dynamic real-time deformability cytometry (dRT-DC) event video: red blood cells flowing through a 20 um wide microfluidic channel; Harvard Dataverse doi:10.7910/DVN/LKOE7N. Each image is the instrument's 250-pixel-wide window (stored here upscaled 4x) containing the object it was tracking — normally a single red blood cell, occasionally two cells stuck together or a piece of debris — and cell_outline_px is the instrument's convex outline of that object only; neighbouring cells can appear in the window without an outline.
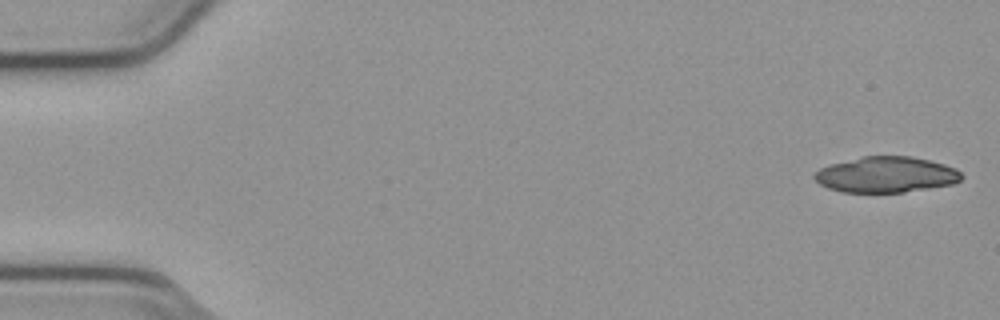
{"species": "common noctule bat (a hibernating species)", "species_latin": "Nyctalus noctula", "temperature_condition": "cold", "stored_images_in_passage": 19, "camera_frame_rate_fps": 3000, "um_per_image_px": 0.085, "animal": {"sex": "male", "body_mass_g": 23.1, "forearm_length_mm": 52.7}, "frame": {"image": 1, "passage_image": 2, "time_ms": 0.333, "image_size_px": [1000, 320], "cell_outline_px": [[964, 176], [960, 180], [952, 184], [904, 192], [844, 192], [828, 188], [820, 184], [812, 176], [820, 168], [828, 164], [864, 156], [912, 156], [944, 164], [956, 168]], "centroid_in_image_um": [75.31, 14.84], "position_along_channel_um": 9.7, "area_um2": 30.63}}